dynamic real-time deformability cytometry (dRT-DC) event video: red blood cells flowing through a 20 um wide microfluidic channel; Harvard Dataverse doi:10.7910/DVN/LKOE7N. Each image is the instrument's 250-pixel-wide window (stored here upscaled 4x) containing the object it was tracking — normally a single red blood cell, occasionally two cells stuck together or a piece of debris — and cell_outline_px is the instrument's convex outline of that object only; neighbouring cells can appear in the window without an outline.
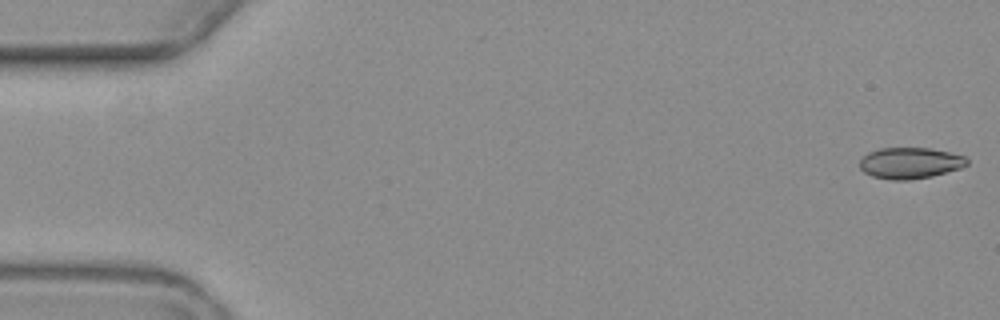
{"species": "common noctule bat (a hibernating species)", "species_latin": "Nyctalus noctula", "temperature_condition": "warm", "stored_images_in_passage": 5, "camera_frame_rate_fps": 3000, "um_per_image_px": 0.085, "animal": {"sex": "female", "body_mass_g": 19.3, "forearm_length_mm": 54.1}, "frame": {"image": 1, "passage_image": 1, "time_ms": 0.0, "image_size_px": [1000, 320], "cell_outline_px": [[968, 164], [960, 168], [932, 176], [908, 180], [892, 180], [872, 176], [864, 172], [860, 168], [860, 160], [868, 152], [880, 148], [932, 148], [964, 156], [968, 160]], "centroid_in_image_um": [77.34, 13.85], "position_along_channel_um": 7.7, "area_um2": 19.42}}
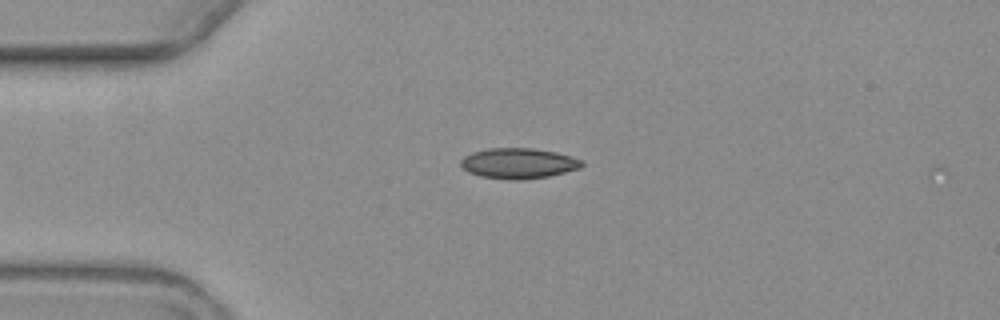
{"frame": {"image": 2, "passage_image": 5, "time_ms": 4.333, "image_size_px": [1000, 320], "cell_outline_px": [[584, 164], [580, 168], [548, 176], [520, 180], [508, 180], [480, 176], [468, 172], [460, 164], [460, 160], [464, 156], [472, 152], [488, 148], [532, 148], [556, 152], [572, 156], [580, 160]], "centroid_in_image_um": [44.04, 13.88], "position_along_channel_um": 41.0, "area_um2": 21.5}}